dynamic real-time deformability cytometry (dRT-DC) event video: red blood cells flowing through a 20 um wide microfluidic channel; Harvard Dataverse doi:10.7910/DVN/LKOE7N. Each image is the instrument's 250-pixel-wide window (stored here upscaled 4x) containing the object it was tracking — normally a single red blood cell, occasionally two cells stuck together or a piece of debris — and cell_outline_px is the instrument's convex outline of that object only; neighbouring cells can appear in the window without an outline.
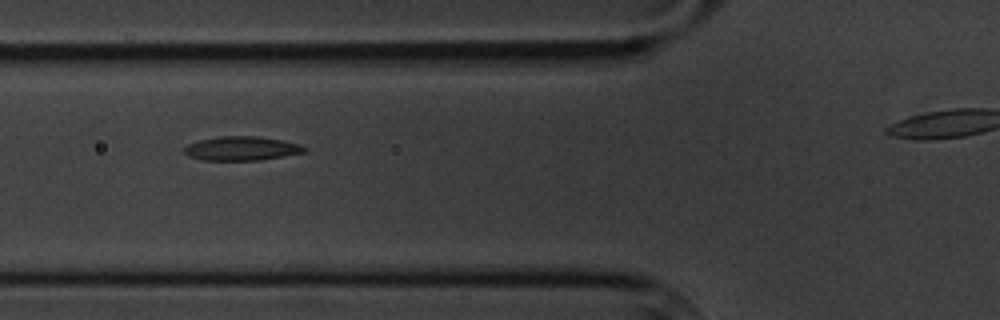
{"species": "common noctule bat (a hibernating species)", "species_latin": "Nyctalus noctula", "temperature_condition": "cold", "stored_images_in_passage": 4, "segment_of_instrument_passage": [1, 2], "camera_frame_rate_fps": 3000, "um_per_image_px": 0.085, "animal": {"sex": "male", "body_mass_g": 20.1, "forearm_length_mm": 53.5}, "frame": {"image": 1, "passage_image": 2, "time_ms": 1.333, "image_size_px": [1000, 320], "cell_outline_px": [[308, 148], [304, 152], [284, 156], [260, 160], [200, 160], [188, 156], [184, 152], [184, 148], [188, 144], [200, 140], [220, 136], [256, 136], [284, 140], [300, 144]], "centroid_in_image_um": [20.55, 12.62], "position_along_channel_um": 105.3, "area_um2": 16.88}}
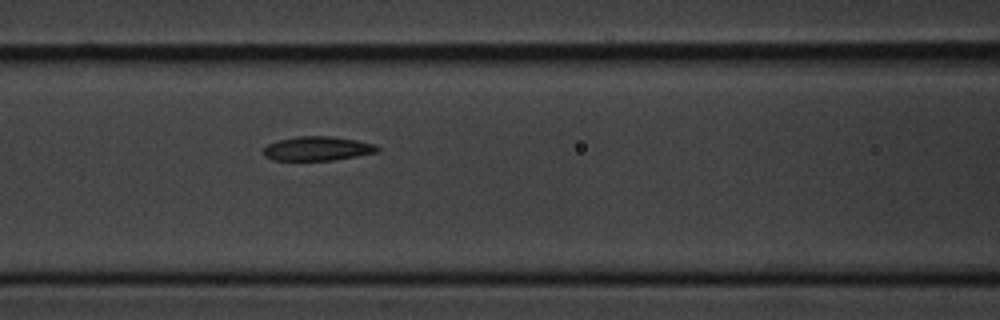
{"frame": {"image": 2, "passage_image": 3, "time_ms": 2.333, "image_size_px": [1000, 320], "cell_outline_px": [[380, 152], [336, 160], [272, 160], [264, 156], [260, 152], [268, 144], [280, 140], [296, 136], [332, 136], [356, 140], [376, 144], [380, 148]], "centroid_in_image_um": [27.01, 12.63], "position_along_channel_um": 139.6, "area_um2": 16.3}}